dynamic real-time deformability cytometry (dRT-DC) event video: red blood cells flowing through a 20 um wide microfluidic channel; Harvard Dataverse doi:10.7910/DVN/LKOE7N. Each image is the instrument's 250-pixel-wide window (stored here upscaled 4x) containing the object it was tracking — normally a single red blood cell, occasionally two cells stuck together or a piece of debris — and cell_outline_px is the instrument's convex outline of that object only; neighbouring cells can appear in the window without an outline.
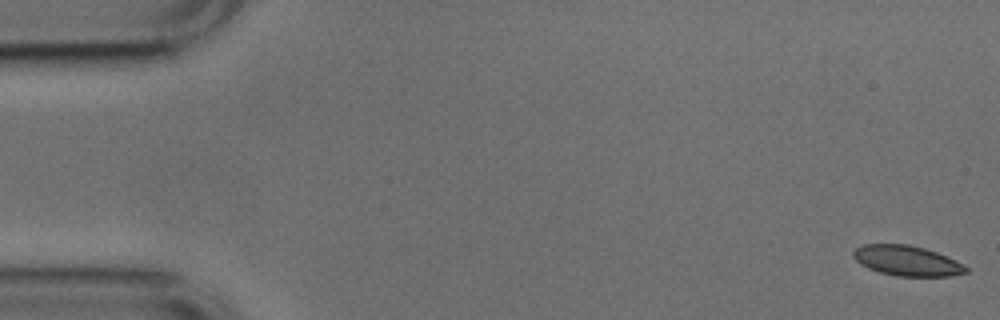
{"species": "common noctule bat (a hibernating species)", "species_latin": "Nyctalus noctula", "temperature_condition": "cold", "stored_images_in_passage": 15, "camera_frame_rate_fps": 3000, "um_per_image_px": 0.085, "animal": {"sex": "male", "body_mass_g": 17.9, "forearm_length_mm": 54.2}, "frame": {"image": 1, "passage_image": 1, "time_ms": 0.0, "image_size_px": [1000, 320], "cell_outline_px": [[968, 272], [952, 276], [896, 276], [880, 272], [868, 268], [860, 264], [852, 256], [852, 252], [856, 248], [864, 244], [908, 244], [924, 248], [936, 252], [956, 260], [968, 268]], "centroid_in_image_um": [77.08, 22.16], "position_along_channel_um": 7.9, "area_um2": 19.83}}
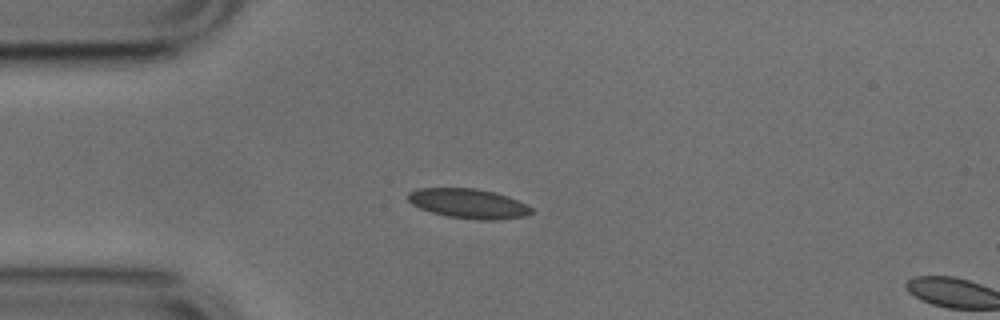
{"frame": {"image": 2, "passage_image": 13, "time_ms": 4.0, "image_size_px": [1000, 320], "cell_outline_px": [[536, 212], [528, 216], [492, 220], [476, 220], [448, 216], [432, 212], [420, 208], [412, 204], [408, 200], [408, 192], [416, 188], [476, 188], [496, 192], [508, 196], [528, 204]], "centroid_in_image_um": [39.87, 17.3], "position_along_channel_um": 45.1, "area_um2": 21.62}}